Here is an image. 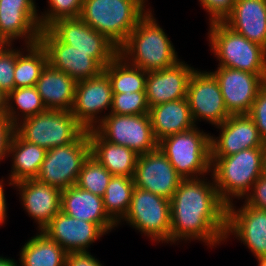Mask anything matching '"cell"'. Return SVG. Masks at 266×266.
I'll list each match as a JSON object with an SVG mask.
<instances>
[{
	"instance_id": "obj_1",
	"label": "cell",
	"mask_w": 266,
	"mask_h": 266,
	"mask_svg": "<svg viewBox=\"0 0 266 266\" xmlns=\"http://www.w3.org/2000/svg\"><path fill=\"white\" fill-rule=\"evenodd\" d=\"M210 179L180 182L170 199V244L191 239L203 241L210 248L224 244L227 205L220 199L213 177Z\"/></svg>"
},
{
	"instance_id": "obj_2",
	"label": "cell",
	"mask_w": 266,
	"mask_h": 266,
	"mask_svg": "<svg viewBox=\"0 0 266 266\" xmlns=\"http://www.w3.org/2000/svg\"><path fill=\"white\" fill-rule=\"evenodd\" d=\"M152 13L150 6L119 48L120 56L145 72L169 68L180 61L172 41Z\"/></svg>"
},
{
	"instance_id": "obj_3",
	"label": "cell",
	"mask_w": 266,
	"mask_h": 266,
	"mask_svg": "<svg viewBox=\"0 0 266 266\" xmlns=\"http://www.w3.org/2000/svg\"><path fill=\"white\" fill-rule=\"evenodd\" d=\"M148 0H83L80 18L120 48L150 10Z\"/></svg>"
},
{
	"instance_id": "obj_4",
	"label": "cell",
	"mask_w": 266,
	"mask_h": 266,
	"mask_svg": "<svg viewBox=\"0 0 266 266\" xmlns=\"http://www.w3.org/2000/svg\"><path fill=\"white\" fill-rule=\"evenodd\" d=\"M210 158L211 177L220 199L227 206L234 203V198L244 199L262 175L263 147L244 149L231 156Z\"/></svg>"
},
{
	"instance_id": "obj_5",
	"label": "cell",
	"mask_w": 266,
	"mask_h": 266,
	"mask_svg": "<svg viewBox=\"0 0 266 266\" xmlns=\"http://www.w3.org/2000/svg\"><path fill=\"white\" fill-rule=\"evenodd\" d=\"M209 46L218 66L266 74V48L228 27L223 21L209 23Z\"/></svg>"
},
{
	"instance_id": "obj_6",
	"label": "cell",
	"mask_w": 266,
	"mask_h": 266,
	"mask_svg": "<svg viewBox=\"0 0 266 266\" xmlns=\"http://www.w3.org/2000/svg\"><path fill=\"white\" fill-rule=\"evenodd\" d=\"M198 126L163 138L158 148L183 179L205 177L211 172L210 135Z\"/></svg>"
},
{
	"instance_id": "obj_7",
	"label": "cell",
	"mask_w": 266,
	"mask_h": 266,
	"mask_svg": "<svg viewBox=\"0 0 266 266\" xmlns=\"http://www.w3.org/2000/svg\"><path fill=\"white\" fill-rule=\"evenodd\" d=\"M25 140L46 150L74 142L85 129L71 111L50 110L27 117L15 125Z\"/></svg>"
},
{
	"instance_id": "obj_8",
	"label": "cell",
	"mask_w": 266,
	"mask_h": 266,
	"mask_svg": "<svg viewBox=\"0 0 266 266\" xmlns=\"http://www.w3.org/2000/svg\"><path fill=\"white\" fill-rule=\"evenodd\" d=\"M91 154L88 130L74 142L48 149L36 180L64 190L76 184L82 165Z\"/></svg>"
},
{
	"instance_id": "obj_9",
	"label": "cell",
	"mask_w": 266,
	"mask_h": 266,
	"mask_svg": "<svg viewBox=\"0 0 266 266\" xmlns=\"http://www.w3.org/2000/svg\"><path fill=\"white\" fill-rule=\"evenodd\" d=\"M156 243H170V200L134 187L129 210L121 220Z\"/></svg>"
},
{
	"instance_id": "obj_10",
	"label": "cell",
	"mask_w": 266,
	"mask_h": 266,
	"mask_svg": "<svg viewBox=\"0 0 266 266\" xmlns=\"http://www.w3.org/2000/svg\"><path fill=\"white\" fill-rule=\"evenodd\" d=\"M94 130L106 141L143 155L158 147L149 114H107Z\"/></svg>"
},
{
	"instance_id": "obj_11",
	"label": "cell",
	"mask_w": 266,
	"mask_h": 266,
	"mask_svg": "<svg viewBox=\"0 0 266 266\" xmlns=\"http://www.w3.org/2000/svg\"><path fill=\"white\" fill-rule=\"evenodd\" d=\"M49 29L74 50L92 52V58L103 69L119 54V48L114 43L80 17L57 20Z\"/></svg>"
},
{
	"instance_id": "obj_12",
	"label": "cell",
	"mask_w": 266,
	"mask_h": 266,
	"mask_svg": "<svg viewBox=\"0 0 266 266\" xmlns=\"http://www.w3.org/2000/svg\"><path fill=\"white\" fill-rule=\"evenodd\" d=\"M112 99L110 80L102 71L95 77L77 82L71 113L85 130L94 129L110 113ZM105 110L108 113L102 115Z\"/></svg>"
},
{
	"instance_id": "obj_13",
	"label": "cell",
	"mask_w": 266,
	"mask_h": 266,
	"mask_svg": "<svg viewBox=\"0 0 266 266\" xmlns=\"http://www.w3.org/2000/svg\"><path fill=\"white\" fill-rule=\"evenodd\" d=\"M186 99L195 124L197 121L206 120L205 122L216 127L230 116L218 81L209 71L198 69L193 72L189 80Z\"/></svg>"
},
{
	"instance_id": "obj_14",
	"label": "cell",
	"mask_w": 266,
	"mask_h": 266,
	"mask_svg": "<svg viewBox=\"0 0 266 266\" xmlns=\"http://www.w3.org/2000/svg\"><path fill=\"white\" fill-rule=\"evenodd\" d=\"M210 73L218 81L230 115L248 114L258 91L266 84V74H255L218 66Z\"/></svg>"
},
{
	"instance_id": "obj_15",
	"label": "cell",
	"mask_w": 266,
	"mask_h": 266,
	"mask_svg": "<svg viewBox=\"0 0 266 266\" xmlns=\"http://www.w3.org/2000/svg\"><path fill=\"white\" fill-rule=\"evenodd\" d=\"M35 0H0V39L12 44L23 39L25 45L39 42L40 20Z\"/></svg>"
},
{
	"instance_id": "obj_16",
	"label": "cell",
	"mask_w": 266,
	"mask_h": 266,
	"mask_svg": "<svg viewBox=\"0 0 266 266\" xmlns=\"http://www.w3.org/2000/svg\"><path fill=\"white\" fill-rule=\"evenodd\" d=\"M40 44L45 48L48 64L63 71L76 82L99 75L104 69L92 58V52H81L63 43L49 28L40 31Z\"/></svg>"
},
{
	"instance_id": "obj_17",
	"label": "cell",
	"mask_w": 266,
	"mask_h": 266,
	"mask_svg": "<svg viewBox=\"0 0 266 266\" xmlns=\"http://www.w3.org/2000/svg\"><path fill=\"white\" fill-rule=\"evenodd\" d=\"M133 180L135 187L170 200L183 178L157 147L138 155Z\"/></svg>"
},
{
	"instance_id": "obj_18",
	"label": "cell",
	"mask_w": 266,
	"mask_h": 266,
	"mask_svg": "<svg viewBox=\"0 0 266 266\" xmlns=\"http://www.w3.org/2000/svg\"><path fill=\"white\" fill-rule=\"evenodd\" d=\"M230 235L236 236L256 258L266 257V211L244 203L240 208L229 204L224 241Z\"/></svg>"
},
{
	"instance_id": "obj_19",
	"label": "cell",
	"mask_w": 266,
	"mask_h": 266,
	"mask_svg": "<svg viewBox=\"0 0 266 266\" xmlns=\"http://www.w3.org/2000/svg\"><path fill=\"white\" fill-rule=\"evenodd\" d=\"M219 137L210 134V157H226L254 147H264L256 124L248 114L230 115L221 125Z\"/></svg>"
},
{
	"instance_id": "obj_20",
	"label": "cell",
	"mask_w": 266,
	"mask_h": 266,
	"mask_svg": "<svg viewBox=\"0 0 266 266\" xmlns=\"http://www.w3.org/2000/svg\"><path fill=\"white\" fill-rule=\"evenodd\" d=\"M67 253L89 252L88 247L107 233L96 223L78 220L59 211L41 230Z\"/></svg>"
},
{
	"instance_id": "obj_21",
	"label": "cell",
	"mask_w": 266,
	"mask_h": 266,
	"mask_svg": "<svg viewBox=\"0 0 266 266\" xmlns=\"http://www.w3.org/2000/svg\"><path fill=\"white\" fill-rule=\"evenodd\" d=\"M196 69L185 61L147 72L145 92L149 107L186 98L190 77Z\"/></svg>"
},
{
	"instance_id": "obj_22",
	"label": "cell",
	"mask_w": 266,
	"mask_h": 266,
	"mask_svg": "<svg viewBox=\"0 0 266 266\" xmlns=\"http://www.w3.org/2000/svg\"><path fill=\"white\" fill-rule=\"evenodd\" d=\"M18 189L23 209L37 222L41 231L61 211L62 190L43 184L36 179H27L13 184Z\"/></svg>"
},
{
	"instance_id": "obj_23",
	"label": "cell",
	"mask_w": 266,
	"mask_h": 266,
	"mask_svg": "<svg viewBox=\"0 0 266 266\" xmlns=\"http://www.w3.org/2000/svg\"><path fill=\"white\" fill-rule=\"evenodd\" d=\"M61 211L78 220L96 223L107 234L118 227L105 212L103 197L94 195L76 185L62 190Z\"/></svg>"
},
{
	"instance_id": "obj_24",
	"label": "cell",
	"mask_w": 266,
	"mask_h": 266,
	"mask_svg": "<svg viewBox=\"0 0 266 266\" xmlns=\"http://www.w3.org/2000/svg\"><path fill=\"white\" fill-rule=\"evenodd\" d=\"M223 22L249 41L266 48V0H236Z\"/></svg>"
},
{
	"instance_id": "obj_25",
	"label": "cell",
	"mask_w": 266,
	"mask_h": 266,
	"mask_svg": "<svg viewBox=\"0 0 266 266\" xmlns=\"http://www.w3.org/2000/svg\"><path fill=\"white\" fill-rule=\"evenodd\" d=\"M77 82L49 64L42 70L36 89L46 109L71 111Z\"/></svg>"
},
{
	"instance_id": "obj_26",
	"label": "cell",
	"mask_w": 266,
	"mask_h": 266,
	"mask_svg": "<svg viewBox=\"0 0 266 266\" xmlns=\"http://www.w3.org/2000/svg\"><path fill=\"white\" fill-rule=\"evenodd\" d=\"M153 133L159 142L163 138L197 126L186 98L169 101L149 108Z\"/></svg>"
},
{
	"instance_id": "obj_27",
	"label": "cell",
	"mask_w": 266,
	"mask_h": 266,
	"mask_svg": "<svg viewBox=\"0 0 266 266\" xmlns=\"http://www.w3.org/2000/svg\"><path fill=\"white\" fill-rule=\"evenodd\" d=\"M91 155L113 176L133 177L138 155L130 148L104 140L94 129L88 130Z\"/></svg>"
},
{
	"instance_id": "obj_28",
	"label": "cell",
	"mask_w": 266,
	"mask_h": 266,
	"mask_svg": "<svg viewBox=\"0 0 266 266\" xmlns=\"http://www.w3.org/2000/svg\"><path fill=\"white\" fill-rule=\"evenodd\" d=\"M46 149L36 144L25 141L16 131L13 133L8 157L12 161L11 174H9V185L27 179H36L42 162L44 161Z\"/></svg>"
},
{
	"instance_id": "obj_29",
	"label": "cell",
	"mask_w": 266,
	"mask_h": 266,
	"mask_svg": "<svg viewBox=\"0 0 266 266\" xmlns=\"http://www.w3.org/2000/svg\"><path fill=\"white\" fill-rule=\"evenodd\" d=\"M19 255L20 266H65L67 252L39 231L22 245Z\"/></svg>"
},
{
	"instance_id": "obj_30",
	"label": "cell",
	"mask_w": 266,
	"mask_h": 266,
	"mask_svg": "<svg viewBox=\"0 0 266 266\" xmlns=\"http://www.w3.org/2000/svg\"><path fill=\"white\" fill-rule=\"evenodd\" d=\"M47 64V52L40 42L25 45L23 49L17 48L16 66L14 70L15 88L35 86L42 70Z\"/></svg>"
},
{
	"instance_id": "obj_31",
	"label": "cell",
	"mask_w": 266,
	"mask_h": 266,
	"mask_svg": "<svg viewBox=\"0 0 266 266\" xmlns=\"http://www.w3.org/2000/svg\"><path fill=\"white\" fill-rule=\"evenodd\" d=\"M113 93L145 92L147 72L129 64L119 54L103 70Z\"/></svg>"
},
{
	"instance_id": "obj_32",
	"label": "cell",
	"mask_w": 266,
	"mask_h": 266,
	"mask_svg": "<svg viewBox=\"0 0 266 266\" xmlns=\"http://www.w3.org/2000/svg\"><path fill=\"white\" fill-rule=\"evenodd\" d=\"M134 187L133 177L112 176L105 190L104 209L117 226L129 210Z\"/></svg>"
},
{
	"instance_id": "obj_33",
	"label": "cell",
	"mask_w": 266,
	"mask_h": 266,
	"mask_svg": "<svg viewBox=\"0 0 266 266\" xmlns=\"http://www.w3.org/2000/svg\"><path fill=\"white\" fill-rule=\"evenodd\" d=\"M45 110L46 108L35 86L14 88L7 94V109L5 116L14 125L27 117L34 116Z\"/></svg>"
},
{
	"instance_id": "obj_34",
	"label": "cell",
	"mask_w": 266,
	"mask_h": 266,
	"mask_svg": "<svg viewBox=\"0 0 266 266\" xmlns=\"http://www.w3.org/2000/svg\"><path fill=\"white\" fill-rule=\"evenodd\" d=\"M112 174L91 154L82 165L76 186L103 197Z\"/></svg>"
},
{
	"instance_id": "obj_35",
	"label": "cell",
	"mask_w": 266,
	"mask_h": 266,
	"mask_svg": "<svg viewBox=\"0 0 266 266\" xmlns=\"http://www.w3.org/2000/svg\"><path fill=\"white\" fill-rule=\"evenodd\" d=\"M48 10L39 13L41 30L48 29L57 20L80 17L83 0H48Z\"/></svg>"
},
{
	"instance_id": "obj_36",
	"label": "cell",
	"mask_w": 266,
	"mask_h": 266,
	"mask_svg": "<svg viewBox=\"0 0 266 266\" xmlns=\"http://www.w3.org/2000/svg\"><path fill=\"white\" fill-rule=\"evenodd\" d=\"M146 92L113 93L111 114L142 115L149 113Z\"/></svg>"
},
{
	"instance_id": "obj_37",
	"label": "cell",
	"mask_w": 266,
	"mask_h": 266,
	"mask_svg": "<svg viewBox=\"0 0 266 266\" xmlns=\"http://www.w3.org/2000/svg\"><path fill=\"white\" fill-rule=\"evenodd\" d=\"M12 46L13 44H4L0 48V89L6 94L15 88L16 50Z\"/></svg>"
},
{
	"instance_id": "obj_38",
	"label": "cell",
	"mask_w": 266,
	"mask_h": 266,
	"mask_svg": "<svg viewBox=\"0 0 266 266\" xmlns=\"http://www.w3.org/2000/svg\"><path fill=\"white\" fill-rule=\"evenodd\" d=\"M248 115L253 119L259 135L266 143V84L258 91Z\"/></svg>"
},
{
	"instance_id": "obj_39",
	"label": "cell",
	"mask_w": 266,
	"mask_h": 266,
	"mask_svg": "<svg viewBox=\"0 0 266 266\" xmlns=\"http://www.w3.org/2000/svg\"><path fill=\"white\" fill-rule=\"evenodd\" d=\"M208 12L209 23L223 21L233 9L236 0H198Z\"/></svg>"
},
{
	"instance_id": "obj_40",
	"label": "cell",
	"mask_w": 266,
	"mask_h": 266,
	"mask_svg": "<svg viewBox=\"0 0 266 266\" xmlns=\"http://www.w3.org/2000/svg\"><path fill=\"white\" fill-rule=\"evenodd\" d=\"M244 199V204L266 211V177L261 175Z\"/></svg>"
},
{
	"instance_id": "obj_41",
	"label": "cell",
	"mask_w": 266,
	"mask_h": 266,
	"mask_svg": "<svg viewBox=\"0 0 266 266\" xmlns=\"http://www.w3.org/2000/svg\"><path fill=\"white\" fill-rule=\"evenodd\" d=\"M15 125L6 117H0V161L8 157L9 144Z\"/></svg>"
},
{
	"instance_id": "obj_42",
	"label": "cell",
	"mask_w": 266,
	"mask_h": 266,
	"mask_svg": "<svg viewBox=\"0 0 266 266\" xmlns=\"http://www.w3.org/2000/svg\"><path fill=\"white\" fill-rule=\"evenodd\" d=\"M65 266H103L90 252L67 253Z\"/></svg>"
},
{
	"instance_id": "obj_43",
	"label": "cell",
	"mask_w": 266,
	"mask_h": 266,
	"mask_svg": "<svg viewBox=\"0 0 266 266\" xmlns=\"http://www.w3.org/2000/svg\"><path fill=\"white\" fill-rule=\"evenodd\" d=\"M3 176L0 180V225H3L6 222L7 217V204H6V198L4 193V184H3Z\"/></svg>"
},
{
	"instance_id": "obj_44",
	"label": "cell",
	"mask_w": 266,
	"mask_h": 266,
	"mask_svg": "<svg viewBox=\"0 0 266 266\" xmlns=\"http://www.w3.org/2000/svg\"><path fill=\"white\" fill-rule=\"evenodd\" d=\"M6 109H7V94L2 89H0V117L6 115Z\"/></svg>"
},
{
	"instance_id": "obj_45",
	"label": "cell",
	"mask_w": 266,
	"mask_h": 266,
	"mask_svg": "<svg viewBox=\"0 0 266 266\" xmlns=\"http://www.w3.org/2000/svg\"><path fill=\"white\" fill-rule=\"evenodd\" d=\"M15 259L0 256V266H19Z\"/></svg>"
},
{
	"instance_id": "obj_46",
	"label": "cell",
	"mask_w": 266,
	"mask_h": 266,
	"mask_svg": "<svg viewBox=\"0 0 266 266\" xmlns=\"http://www.w3.org/2000/svg\"><path fill=\"white\" fill-rule=\"evenodd\" d=\"M262 175L266 177V143L263 147Z\"/></svg>"
},
{
	"instance_id": "obj_47",
	"label": "cell",
	"mask_w": 266,
	"mask_h": 266,
	"mask_svg": "<svg viewBox=\"0 0 266 266\" xmlns=\"http://www.w3.org/2000/svg\"><path fill=\"white\" fill-rule=\"evenodd\" d=\"M258 261V266H266V257L256 258Z\"/></svg>"
},
{
	"instance_id": "obj_48",
	"label": "cell",
	"mask_w": 266,
	"mask_h": 266,
	"mask_svg": "<svg viewBox=\"0 0 266 266\" xmlns=\"http://www.w3.org/2000/svg\"><path fill=\"white\" fill-rule=\"evenodd\" d=\"M4 45L3 41L0 39V48Z\"/></svg>"
}]
</instances>
